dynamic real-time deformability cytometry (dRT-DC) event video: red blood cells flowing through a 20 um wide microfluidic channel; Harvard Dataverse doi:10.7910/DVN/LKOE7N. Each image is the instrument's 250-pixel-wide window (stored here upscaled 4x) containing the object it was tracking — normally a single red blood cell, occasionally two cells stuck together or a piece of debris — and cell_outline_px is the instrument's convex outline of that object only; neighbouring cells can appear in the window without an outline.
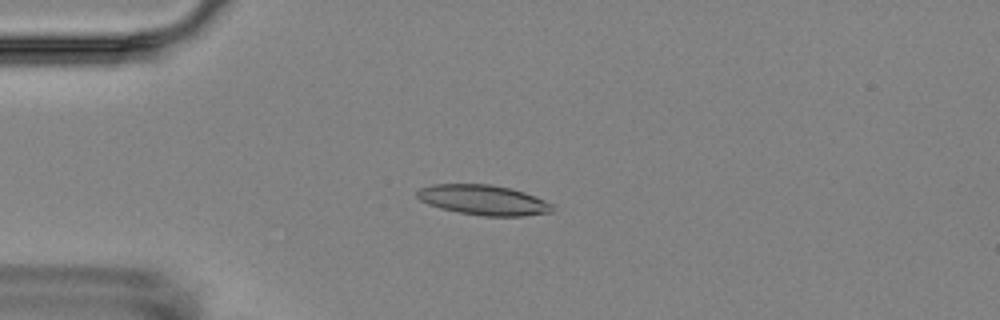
{"species": "Egyptian fruit bat (a non-hibernating species)", "species_latin": "Rousettus aegyptiacus", "temperature_condition": "room temperature", "stored_images_in_passage": 7, "camera_frame_rate_fps": 3000, "um_per_image_px": 0.085, "animal": {"sex": "female"}, "frame": {"image": 1, "passage_image": 3, "time_ms": 2.333, "image_size_px": [1000, 320], "cell_outline_px": [[552, 212], [524, 216], [484, 216], [460, 212], [440, 208], [428, 204], [420, 200], [416, 196], [416, 192], [420, 188], [432, 184], [488, 184], [508, 188], [524, 192], [544, 200], [552, 204]], "centroid_in_image_um": [41.06, 17.0], "position_along_channel_um": 43.9, "area_um2": 23.52}}
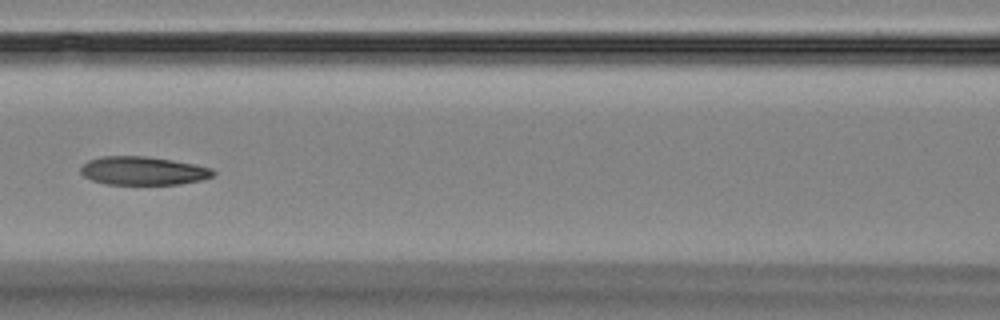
{"frame": {"image": 2, "passage_image": 6, "time_ms": 6.0, "image_size_px": [1000, 320], "cell_outline_px": [[216, 172], [212, 176], [200, 180], [180, 184], [104, 184], [92, 180], [84, 176], [80, 172], [80, 168], [88, 160], [100, 156], [144, 156], [172, 160], [196, 164], [212, 168]], "centroid_in_image_um": [12.15, 14.51], "position_along_channel_um": 154.4, "area_um2": 21.96}}
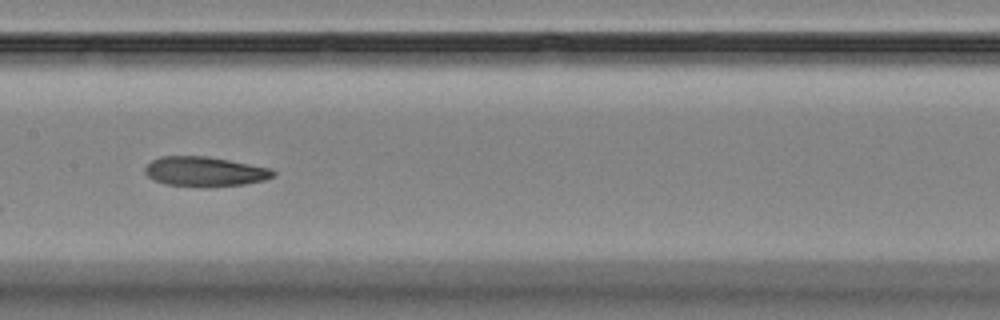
{"frame": {"image": 3, "passage_image": 7, "time_ms": 7.0, "image_size_px": [1000, 320], "cell_outline_px": [[276, 172], [272, 176], [264, 180], [244, 184], [204, 188], [200, 188], [164, 184], [148, 176], [144, 172], [144, 168], [152, 160], [160, 156], [208, 156], [272, 168]], "centroid_in_image_um": [17.4, 14.59], "position_along_channel_um": 190.0, "area_um2": 22.48}}